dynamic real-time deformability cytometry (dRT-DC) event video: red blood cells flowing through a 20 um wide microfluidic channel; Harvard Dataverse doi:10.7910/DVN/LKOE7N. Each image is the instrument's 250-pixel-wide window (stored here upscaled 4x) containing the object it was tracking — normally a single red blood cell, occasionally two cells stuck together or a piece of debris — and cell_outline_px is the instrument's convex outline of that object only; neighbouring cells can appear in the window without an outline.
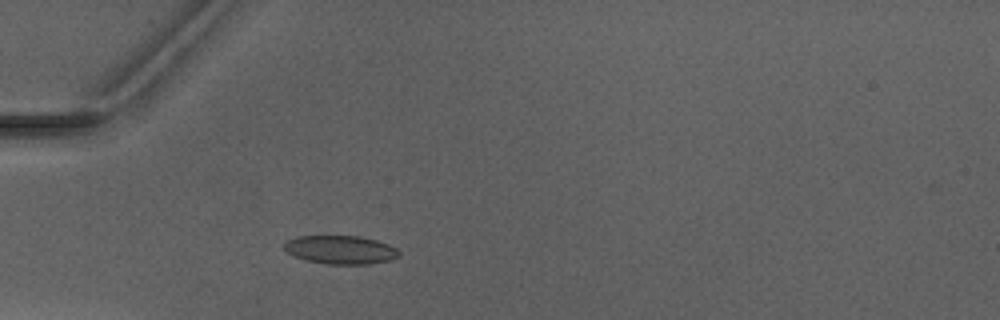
{"species": "Egyptian fruit bat (a non-hibernating species)", "species_latin": "Rousettus aegyptiacus", "temperature_condition": "warm", "stored_images_in_passage": 3, "camera_frame_rate_fps": 3000, "um_per_image_px": 0.085, "animal": {"sex": "male"}, "frame": {"image": 1, "passage_image": 3, "time_ms": 2.333, "image_size_px": [1000, 320], "cell_outline_px": [[400, 256], [392, 260], [368, 264], [328, 264], [304, 260], [292, 256], [284, 248], [284, 244], [288, 240], [296, 236], [360, 236], [376, 240], [388, 244], [396, 248], [400, 252]], "centroid_in_image_um": [28.96, 21.23], "position_along_channel_um": 56.0, "area_um2": 19.19}}